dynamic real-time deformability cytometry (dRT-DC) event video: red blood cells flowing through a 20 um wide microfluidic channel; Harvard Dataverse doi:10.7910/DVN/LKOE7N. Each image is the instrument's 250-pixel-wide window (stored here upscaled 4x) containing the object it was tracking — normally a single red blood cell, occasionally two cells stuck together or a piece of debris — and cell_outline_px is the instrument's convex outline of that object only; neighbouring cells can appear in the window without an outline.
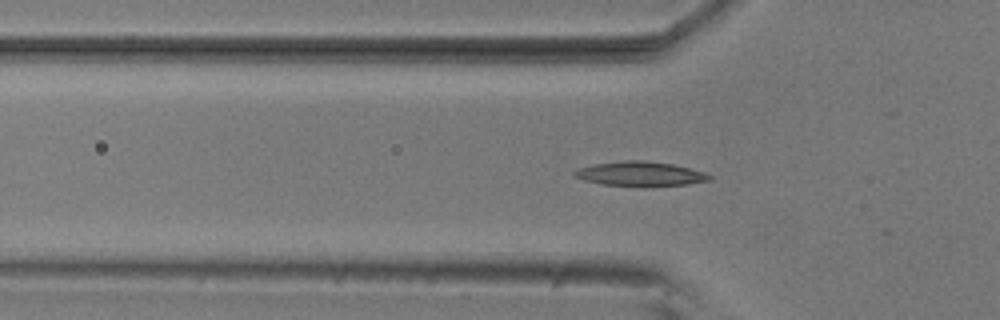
{"species": "common noctule bat (a hibernating species)", "species_latin": "Nyctalus noctula", "temperature_condition": "room temperature", "stored_images_in_passage": 50, "camera_frame_rate_fps": 3000, "um_per_image_px": 0.085, "animal": {"sex": "male", "body_mass_g": 20.5, "forearm_length_mm": 52.5}, "frame": {"image": 1, "passage_image": 16, "time_ms": 5.0, "image_size_px": [1000, 320], "cell_outline_px": [[712, 180], [688, 184], [640, 188], [600, 184], [584, 180], [576, 176], [572, 172], [580, 168], [596, 164], [624, 160], [644, 160], [672, 164], [704, 172], [712, 176]], "centroid_in_image_um": [54.45, 14.81], "position_along_channel_um": 71.4, "area_um2": 19.59}}
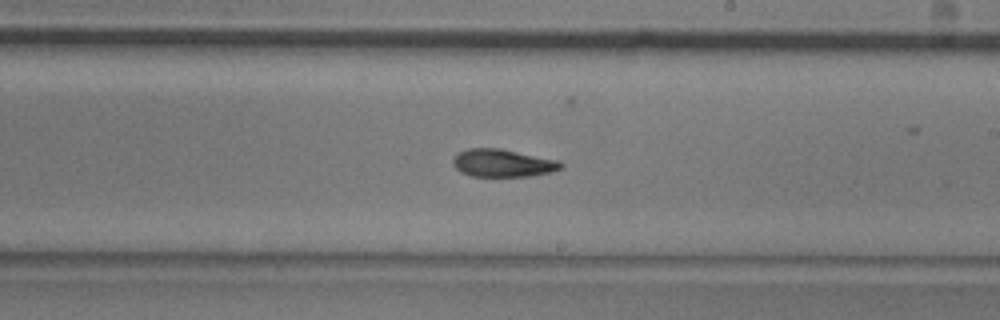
{"frame": {"image": 2, "passage_image": 30, "time_ms": 9.667, "image_size_px": [1000, 320], "cell_outline_px": [[564, 168], [552, 172], [528, 176], [472, 176], [460, 172], [452, 164], [452, 160], [456, 152], [468, 148], [500, 148], [560, 160], [564, 164]], "centroid_in_image_um": [42.74, 13.85], "position_along_channel_um": 246.3, "area_um2": 17.74}}
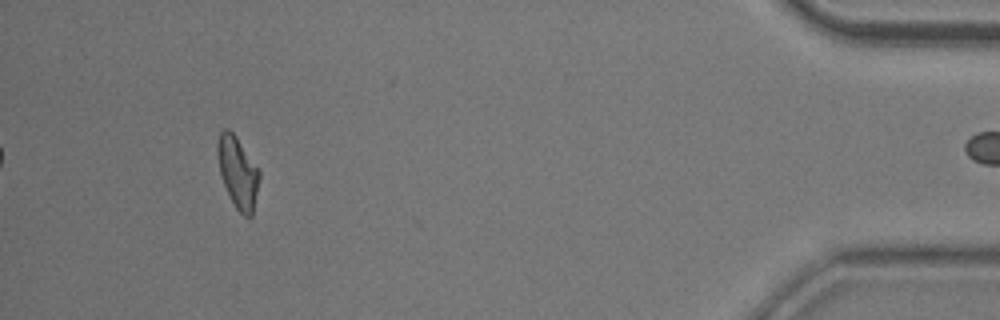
{"frame": {"image": 3, "passage_image": 49, "time_ms": 16.0, "image_size_px": [1000, 320], "cell_outline_px": [[260, 176], [252, 216], [244, 216], [236, 208], [224, 184], [220, 172], [216, 152], [216, 144], [220, 132], [224, 128], [228, 128], [236, 136], [260, 168]], "centroid_in_image_um": [20.22, 14.59], "position_along_channel_um": 415.0, "area_um2": 17.46}}